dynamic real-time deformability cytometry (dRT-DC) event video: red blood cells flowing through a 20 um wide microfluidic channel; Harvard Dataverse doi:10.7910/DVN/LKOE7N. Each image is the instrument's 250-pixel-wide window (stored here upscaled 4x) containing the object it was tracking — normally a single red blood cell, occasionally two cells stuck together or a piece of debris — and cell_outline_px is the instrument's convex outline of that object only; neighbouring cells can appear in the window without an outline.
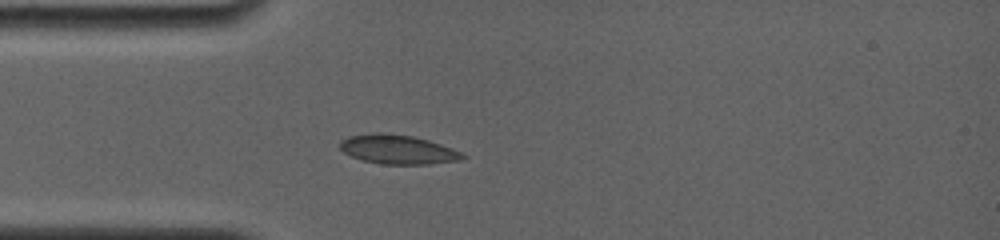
{"species": "common noctule bat (a hibernating species)", "species_latin": "Nyctalus noctula", "temperature_condition": "room temperature", "stored_images_in_passage": 23, "camera_frame_rate_fps": 4000, "um_per_image_px": 0.085, "animal": {"sex": "female", "body_mass_g": 19.0, "forearm_length_mm": 56.7}, "frame": {"image": 1, "passage_image": 1, "time_ms": 0.0, "image_size_px": [1000, 240], "cell_outline_px": [[468, 156], [460, 160], [428, 164], [384, 164], [364, 160], [352, 156], [344, 152], [340, 148], [340, 140], [348, 136], [372, 132], [380, 132], [412, 136], [428, 140], [452, 148]], "centroid_in_image_um": [33.8, 12.69], "position_along_channel_um": 51.2, "area_um2": 20.75}}
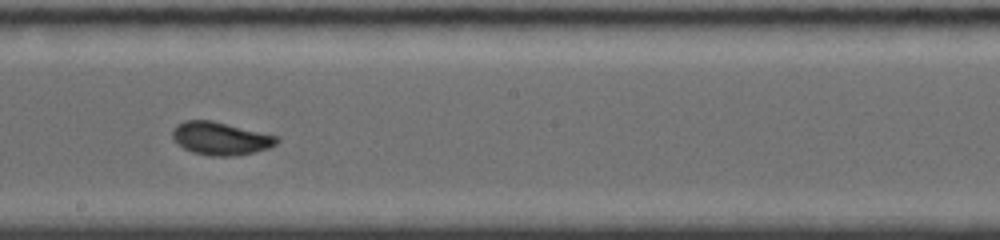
{"frame": {"image": 2, "passage_image": 10, "time_ms": 4.75, "image_size_px": [1000, 240], "cell_outline_px": [[280, 140], [276, 144], [268, 148], [236, 156], [208, 156], [192, 152], [176, 144], [172, 136], [172, 132], [176, 124], [184, 120], [212, 120], [276, 136]], "centroid_in_image_um": [18.69, 11.77], "position_along_channel_um": 229.5, "area_um2": 20.0}}
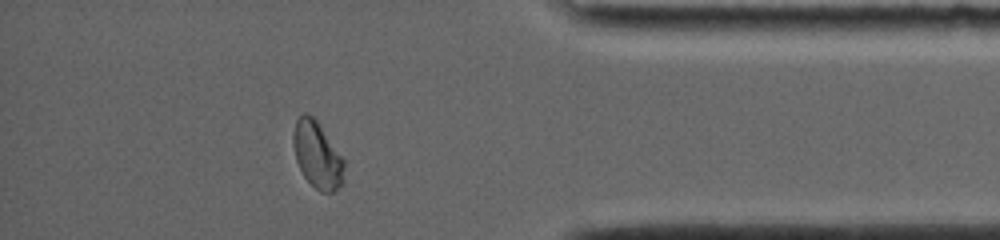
{"frame": {"image": 3, "passage_image": 20, "time_ms": 9.75, "image_size_px": [1000, 240], "cell_outline_px": [[344, 184], [332, 192], [320, 192], [304, 176], [296, 160], [292, 140], [292, 132], [296, 120], [300, 116], [312, 116], [316, 120], [344, 160]], "centroid_in_image_um": [26.97, 13.21], "position_along_channel_um": 408.2, "area_um2": 19.42}, "authors_computed_cell_mechanics": {"area_um2": 19.941, "velocity_mm_per_s": 3.8592, "shape_relaxation_time_tau1_ms": 4.4458, "shape_relaxation_time_tau2_ms": null, "deformation_change_tau1": 0.1496, "deformation_change_tau2": null}}